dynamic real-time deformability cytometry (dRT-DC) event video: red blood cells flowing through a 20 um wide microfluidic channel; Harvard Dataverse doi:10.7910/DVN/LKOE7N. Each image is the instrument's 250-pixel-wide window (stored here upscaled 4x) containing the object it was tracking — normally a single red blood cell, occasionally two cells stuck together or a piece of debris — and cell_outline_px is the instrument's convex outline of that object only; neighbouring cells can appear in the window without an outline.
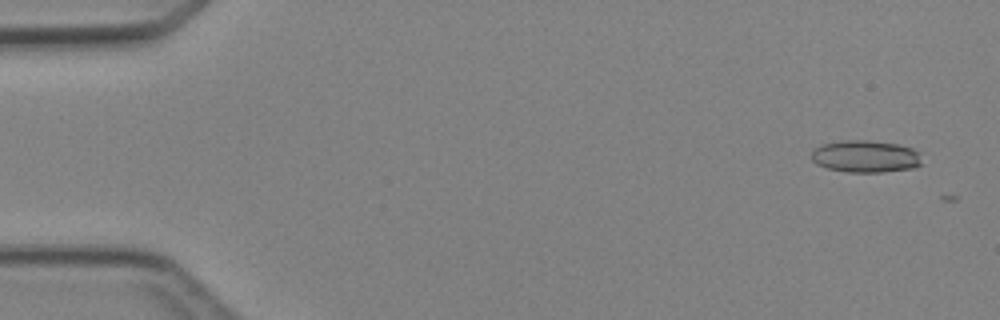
{"species": "Egyptian fruit bat (a non-hibernating species)", "species_latin": "Rousettus aegyptiacus", "temperature_condition": "cold", "stored_images_in_passage": 2, "camera_frame_rate_fps": 3000, "um_per_image_px": 0.085, "animal": {"sex": "female"}, "frame": {"image": 1, "passage_image": 1, "time_ms": 0.0, "image_size_px": [1000, 320], "cell_outline_px": [[920, 164], [916, 168], [884, 172], [848, 172], [828, 168], [816, 164], [808, 156], [812, 148], [820, 144], [844, 140], [868, 140], [900, 144], [912, 148], [920, 152]], "centroid_in_image_um": [73.53, 13.28], "position_along_channel_um": 11.5, "area_um2": 21.15}}